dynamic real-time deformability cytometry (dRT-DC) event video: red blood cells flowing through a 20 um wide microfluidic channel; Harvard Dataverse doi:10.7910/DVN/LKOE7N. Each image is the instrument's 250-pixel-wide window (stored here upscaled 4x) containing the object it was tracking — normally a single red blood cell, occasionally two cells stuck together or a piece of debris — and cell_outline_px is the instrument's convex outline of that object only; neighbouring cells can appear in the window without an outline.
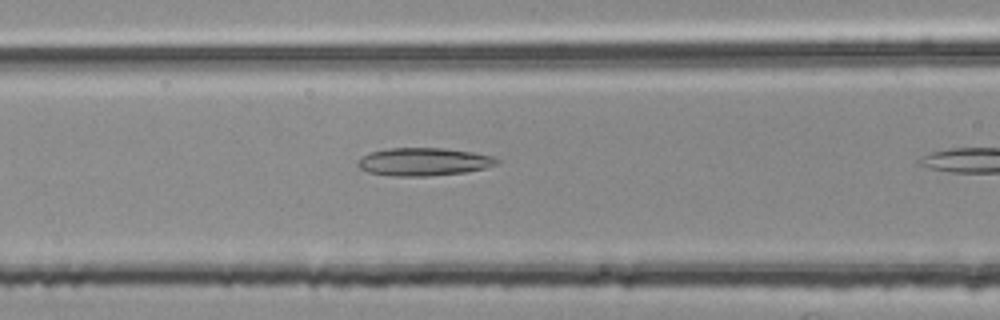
{"species": "common noctule bat (a hibernating species)", "species_latin": "Nyctalus noctula", "temperature_condition": "room temperature", "stored_images_in_passage": 5, "camera_frame_rate_fps": 3000, "um_per_image_px": 0.085, "animal": {"sex": "female", "body_mass_g": 25.1}, "frame": {"image": 1, "passage_image": 4, "time_ms": 1.0, "image_size_px": [1000, 320], "cell_outline_px": [[500, 160], [496, 164], [484, 168], [464, 172], [428, 176], [392, 176], [368, 172], [360, 168], [356, 164], [356, 160], [360, 156], [368, 152], [388, 148], [444, 148], [472, 152], [492, 156]], "centroid_in_image_um": [35.94, 13.74], "position_along_channel_um": 130.7, "area_um2": 22.72}}